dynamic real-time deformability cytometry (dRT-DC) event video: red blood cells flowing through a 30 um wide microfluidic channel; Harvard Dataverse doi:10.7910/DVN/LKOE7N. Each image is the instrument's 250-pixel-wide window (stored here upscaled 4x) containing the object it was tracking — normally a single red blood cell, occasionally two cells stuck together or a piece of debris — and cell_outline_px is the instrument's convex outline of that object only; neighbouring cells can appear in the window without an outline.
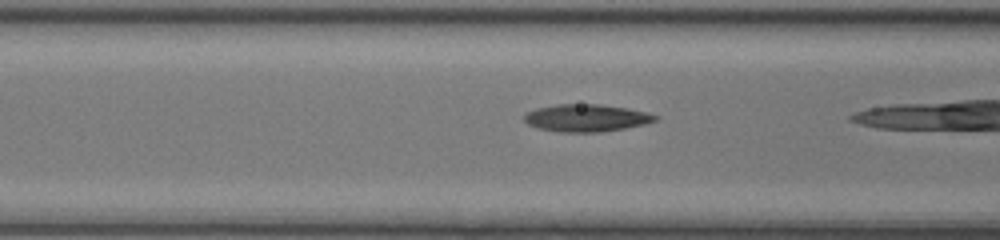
{"species": "common noctule bat (a hibernating species)", "species_latin": "Nyctalus noctula", "temperature_condition": "room temperature", "stored_images_in_passage": 22, "camera_frame_rate_fps": 3000, "um_per_image_px": 0.085, "animal": {"sex": "female", "body_mass_g": 17.0, "forearm_length_mm": 48.0}, "frame": {"image": 1, "passage_image": 4, "time_ms": 1.0, "image_size_px": [1000, 240], "cell_outline_px": [[660, 116], [656, 120], [644, 124], [624, 128], [600, 132], [560, 132], [540, 128], [528, 124], [524, 120], [524, 112], [536, 108], [556, 104], [600, 104], [628, 108], [648, 112]], "centroid_in_image_um": [49.84, 10.01], "position_along_channel_um": 116.8, "area_um2": 20.98}}
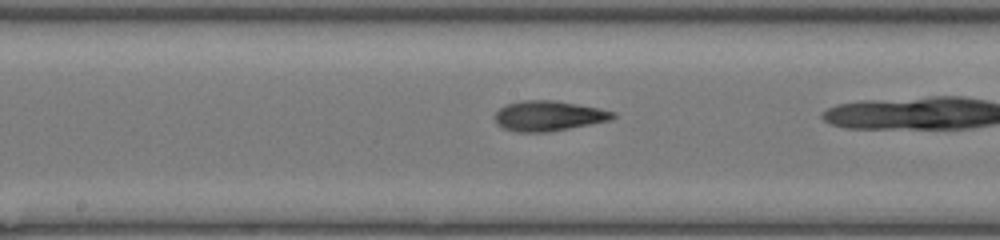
{"frame": {"image": 2, "passage_image": 10, "time_ms": 3.0, "image_size_px": [1000, 240], "cell_outline_px": [[616, 116], [612, 120], [548, 132], [516, 132], [504, 128], [496, 124], [496, 112], [500, 108], [508, 104], [524, 100], [556, 100], [600, 108], [616, 112]], "centroid_in_image_um": [46.67, 9.85], "position_along_channel_um": 201.5, "area_um2": 20.75}}
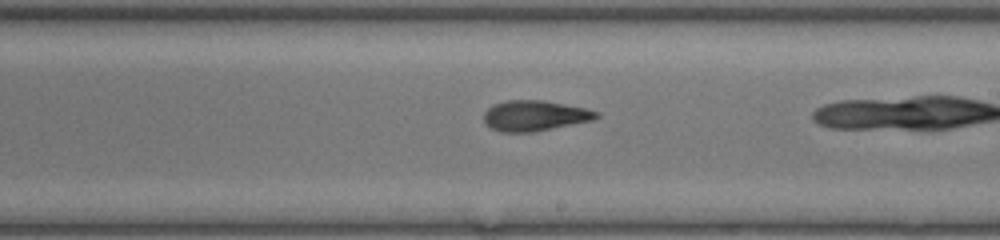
{"frame": {"image": 3, "passage_image": 13, "time_ms": 4.0, "image_size_px": [1000, 240], "cell_outline_px": [[600, 116], [592, 120], [532, 132], [500, 132], [492, 128], [484, 120], [484, 112], [492, 104], [508, 100], [540, 100], [564, 104], [584, 108], [600, 112]], "centroid_in_image_um": [45.44, 9.83], "position_along_channel_um": 243.6, "area_um2": 19.77}}